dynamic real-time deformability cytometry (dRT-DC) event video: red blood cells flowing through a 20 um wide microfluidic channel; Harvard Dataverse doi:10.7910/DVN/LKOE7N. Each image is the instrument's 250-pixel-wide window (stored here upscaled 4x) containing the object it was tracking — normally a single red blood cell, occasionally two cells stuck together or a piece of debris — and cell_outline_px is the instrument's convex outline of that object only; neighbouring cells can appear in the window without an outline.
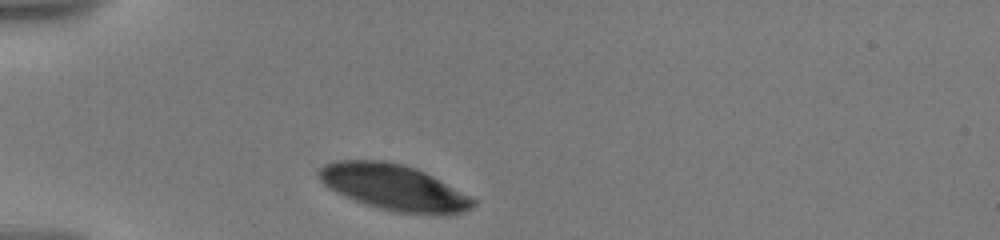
{"species": "human", "species_latin": "Homo sapiens", "temperature_condition": "warm", "stored_images_in_passage": 8, "camera_frame_rate_fps": 3000, "um_per_image_px": 0.085, "donor": {"sex": "male"}, "frame": {"image": 1, "passage_image": 1, "time_ms": 0.0, "image_size_px": [1000, 240], "cell_outline_px": [[476, 204], [472, 208], [460, 212], [396, 212], [376, 208], [364, 204], [344, 196], [336, 192], [324, 184], [320, 180], [316, 172], [324, 164], [340, 160], [380, 160], [400, 164], [416, 168], [432, 176], [476, 200]], "centroid_in_image_um": [33.38, 15.89], "position_along_channel_um": 51.6, "area_um2": 40.23}}
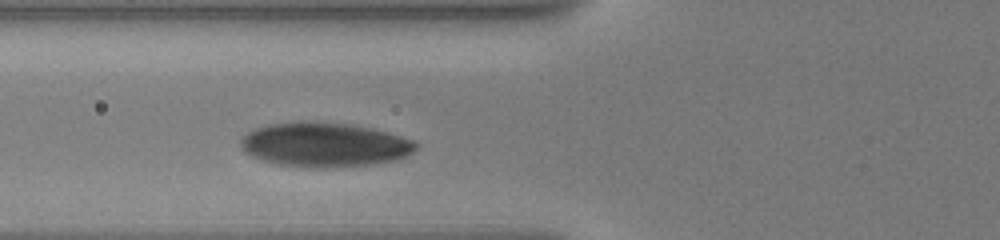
{"frame": {"image": 2, "passage_image": 6, "time_ms": 2.0, "image_size_px": [1000, 240], "cell_outline_px": [[420, 144], [412, 152], [400, 160], [372, 164], [324, 168], [312, 168], [276, 164], [252, 156], [244, 152], [240, 144], [240, 140], [248, 132], [256, 128], [268, 124], [352, 124], [400, 136], [412, 140]], "centroid_in_image_um": [27.61, 12.35], "position_along_channel_um": 98.2, "area_um2": 44.27}}